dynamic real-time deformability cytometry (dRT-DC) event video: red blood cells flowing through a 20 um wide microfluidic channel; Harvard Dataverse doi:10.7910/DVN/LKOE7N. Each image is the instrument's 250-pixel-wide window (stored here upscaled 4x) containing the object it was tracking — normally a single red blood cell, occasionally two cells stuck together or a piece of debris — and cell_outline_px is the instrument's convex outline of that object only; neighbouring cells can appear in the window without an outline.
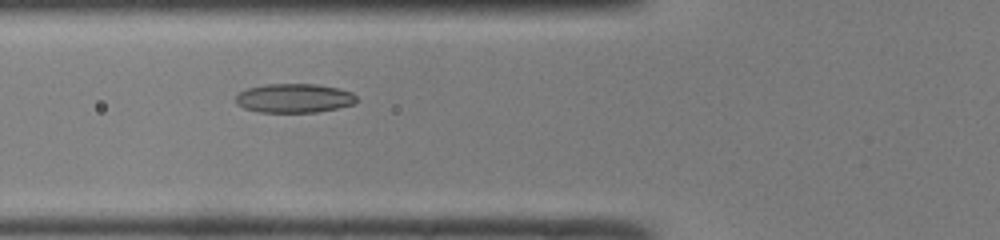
{"species": "common noctule bat (a hibernating species)", "species_latin": "Nyctalus noctula", "temperature_condition": "room temperature", "stored_images_in_passage": 42, "camera_frame_rate_fps": 3000, "um_per_image_px": 0.085, "animal": {"sex": "male", "body_mass_g": 19.0, "forearm_length_mm": 50.8}, "frame": {"image": 1, "passage_image": 12, "time_ms": 3.667, "image_size_px": [1000, 240], "cell_outline_px": [[356, 100], [352, 104], [336, 108], [316, 112], [260, 112], [244, 108], [236, 104], [236, 96], [240, 92], [248, 88], [264, 84], [316, 84], [340, 88], [352, 92], [356, 96]], "centroid_in_image_um": [24.99, 8.34], "position_along_channel_um": 100.8, "area_um2": 20.4}}
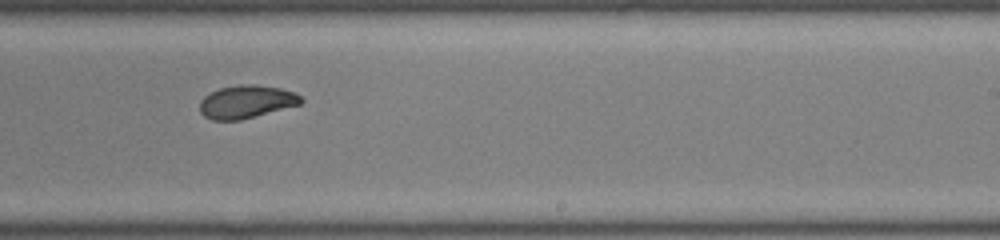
{"frame": {"image": 2, "passage_image": 24, "time_ms": 7.667, "image_size_px": [1000, 240], "cell_outline_px": [[304, 100], [300, 104], [240, 120], [212, 120], [204, 116], [200, 112], [200, 100], [204, 96], [220, 88], [240, 84], [256, 84], [280, 88], [292, 92], [300, 96]], "centroid_in_image_um": [20.92, 8.64], "position_along_channel_um": 268.1, "area_um2": 19.31}}
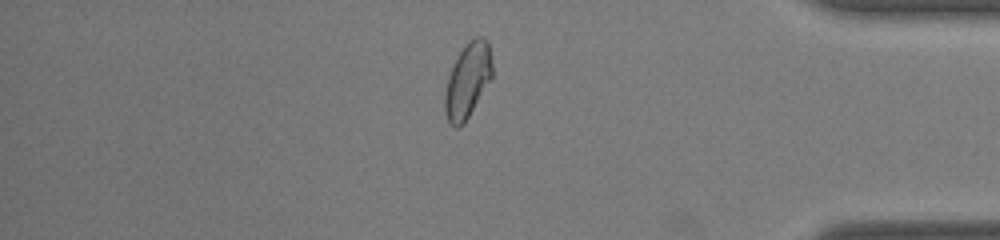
{"frame": {"image": 3, "passage_image": 35, "time_ms": 11.333, "image_size_px": [1000, 240], "cell_outline_px": [[492, 76], [464, 124], [460, 128], [456, 128], [448, 120], [444, 108], [444, 96], [448, 76], [460, 52], [468, 40], [476, 36], [484, 36], [488, 40], [492, 64]], "centroid_in_image_um": [39.75, 6.82], "position_along_channel_um": 395.4, "area_um2": 20.46}, "authors_computed_cell_mechanics": {"area_um2": 20.2011, "velocity_mm_per_s": 4.1866, "shape_relaxation_time_tau1_ms": 7.3735, "shape_relaxation_time_tau2_ms": 2.0241, "deformation_change_tau1": 0.1796, "deformation_change_tau2": 0.0667}}